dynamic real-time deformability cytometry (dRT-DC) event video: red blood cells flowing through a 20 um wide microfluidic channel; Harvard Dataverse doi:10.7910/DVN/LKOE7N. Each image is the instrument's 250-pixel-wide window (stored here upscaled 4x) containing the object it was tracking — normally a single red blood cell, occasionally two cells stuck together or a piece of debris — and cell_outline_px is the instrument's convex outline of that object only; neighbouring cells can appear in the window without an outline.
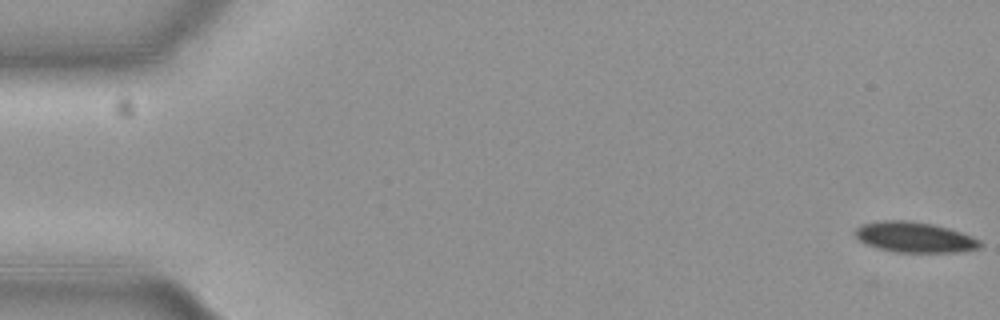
{"species": "common noctule bat (a hibernating species)", "species_latin": "Nyctalus noctula", "temperature_condition": "cold", "stored_images_in_passage": 13, "camera_frame_rate_fps": 3000, "um_per_image_px": 0.085, "animal": {"sex": "female", "body_mass_g": 19.3, "forearm_length_mm": 54.1}, "frame": {"image": 1, "passage_image": 1, "time_ms": 0.0, "image_size_px": [1000, 320], "cell_outline_px": [[984, 244], [980, 248], [960, 252], [896, 252], [876, 248], [864, 244], [852, 232], [860, 224], [876, 220], [908, 220], [932, 224], [948, 228], [972, 236], [980, 240]], "centroid_in_image_um": [77.71, 20.16], "position_along_channel_um": 7.3, "area_um2": 22.54}}